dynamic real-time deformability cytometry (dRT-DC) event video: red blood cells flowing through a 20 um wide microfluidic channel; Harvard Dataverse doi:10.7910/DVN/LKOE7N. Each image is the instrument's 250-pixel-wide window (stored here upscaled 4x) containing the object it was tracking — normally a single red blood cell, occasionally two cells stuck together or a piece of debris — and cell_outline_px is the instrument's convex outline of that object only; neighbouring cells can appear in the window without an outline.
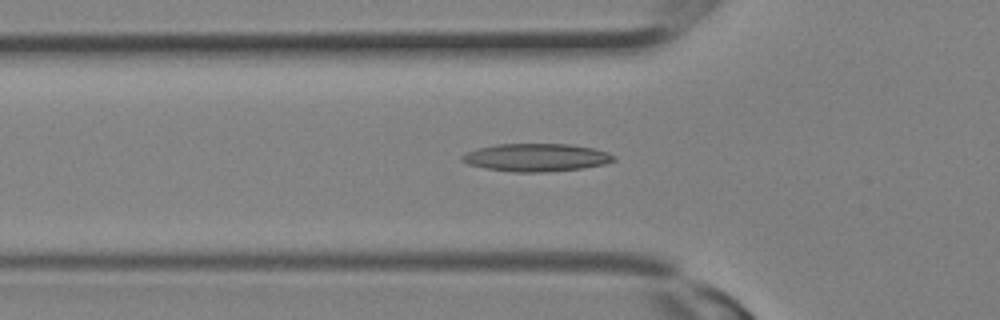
{"species": "Egyptian fruit bat (a non-hibernating species)", "species_latin": "Rousettus aegyptiacus", "temperature_condition": "room temperature", "stored_images_in_passage": 21, "camera_frame_rate_fps": 3000, "um_per_image_px": 0.085, "animal": {"sex": "female"}, "frame": {"image": 1, "passage_image": 10, "time_ms": 3.0, "image_size_px": [1000, 320], "cell_outline_px": [[616, 160], [604, 164], [580, 168], [548, 172], [512, 172], [484, 168], [468, 164], [460, 160], [460, 156], [468, 152], [480, 148], [496, 144], [572, 144], [592, 148], [608, 152], [616, 156]], "centroid_in_image_um": [45.59, 13.39], "position_along_channel_um": 80.2, "area_um2": 24.62}}
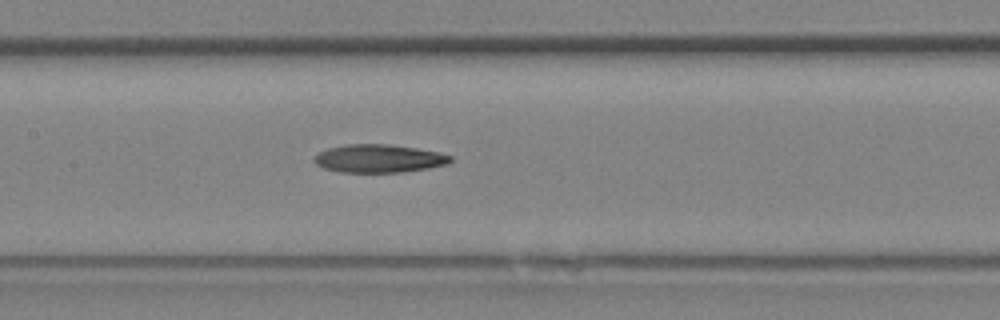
{"frame": {"image": 2, "passage_image": 14, "time_ms": 4.333, "image_size_px": [1000, 320], "cell_outline_px": [[452, 160], [448, 164], [428, 168], [400, 172], [340, 172], [324, 168], [316, 164], [312, 160], [320, 152], [328, 148], [344, 144], [388, 144], [416, 148], [436, 152], [452, 156]], "centroid_in_image_um": [32.19, 13.47], "position_along_channel_um": 175.2, "area_um2": 22.2}}
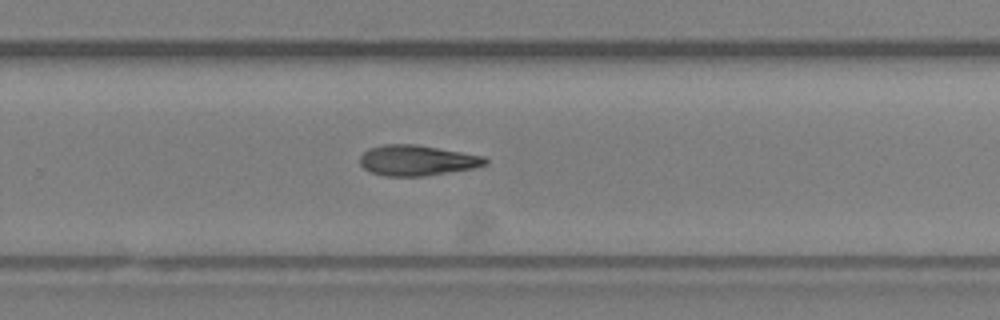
{"frame": {"image": 3, "passage_image": 19, "time_ms": 6.0, "image_size_px": [1000, 320], "cell_outline_px": [[488, 164], [476, 168], [424, 176], [384, 176], [368, 172], [360, 164], [360, 156], [368, 148], [384, 144], [416, 144], [484, 156], [488, 160]], "centroid_in_image_um": [35.44, 13.64], "position_along_channel_um": 294.4, "area_um2": 22.48}}